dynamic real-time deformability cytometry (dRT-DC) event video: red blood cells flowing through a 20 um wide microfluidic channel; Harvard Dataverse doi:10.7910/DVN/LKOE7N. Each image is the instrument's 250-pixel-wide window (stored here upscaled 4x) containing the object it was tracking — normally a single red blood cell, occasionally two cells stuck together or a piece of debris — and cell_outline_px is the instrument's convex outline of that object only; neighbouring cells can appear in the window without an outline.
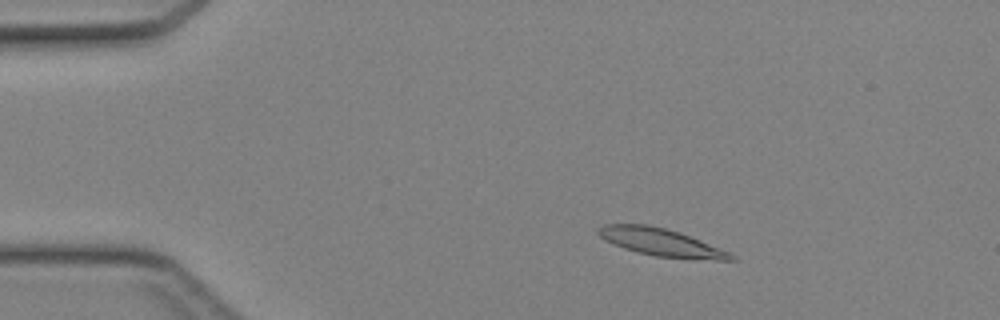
{"species": "Egyptian fruit bat (a non-hibernating species)", "species_latin": "Rousettus aegyptiacus", "temperature_condition": "cold", "stored_images_in_passage": 44, "camera_frame_rate_fps": 3000, "um_per_image_px": 0.085, "animal": {"sex": "female"}, "frame": {"image": 1, "passage_image": 7, "time_ms": 2.0, "image_size_px": [1000, 320], "cell_outline_px": [[740, 260], [692, 260], [656, 256], [624, 248], [604, 240], [596, 232], [596, 228], [604, 224], [648, 224], [664, 228], [700, 240], [732, 252]], "centroid_in_image_um": [56.25, 20.61], "position_along_channel_um": 28.8, "area_um2": 21.5}}
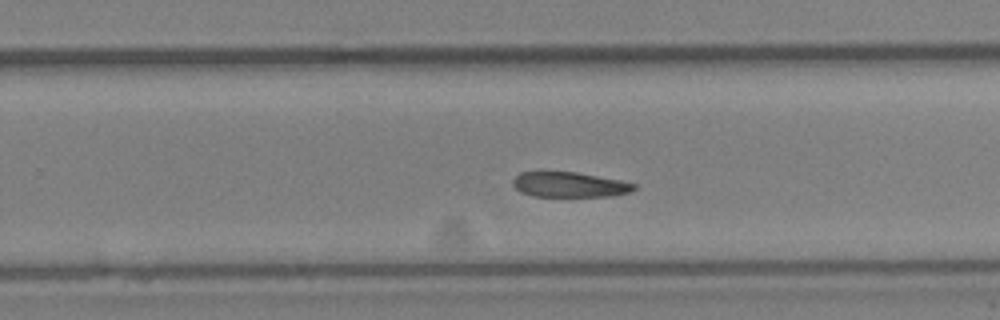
{"frame": {"image": 2, "passage_image": 28, "time_ms": 9.0, "image_size_px": [1000, 320], "cell_outline_px": [[636, 188], [628, 192], [612, 196], [532, 196], [520, 192], [512, 184], [512, 180], [520, 172], [576, 172], [620, 180], [636, 184]], "centroid_in_image_um": [48.38, 15.69], "position_along_channel_um": 281.4, "area_um2": 17.63}}
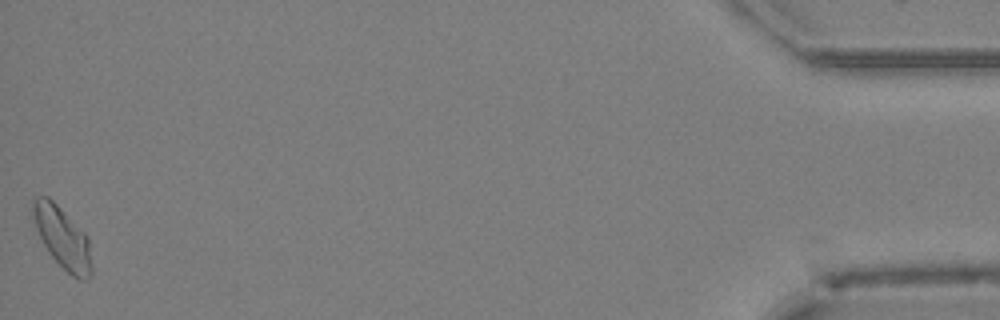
{"frame": {"image": 3, "passage_image": 44, "time_ms": 14.333, "image_size_px": [1000, 320], "cell_outline_px": [[92, 272], [88, 280], [80, 280], [72, 276], [48, 252], [36, 228], [32, 212], [32, 200], [36, 196], [48, 196], [88, 236], [92, 264]], "centroid_in_image_um": [5.33, 20.22], "position_along_channel_um": 429.9, "area_um2": 20.81}}